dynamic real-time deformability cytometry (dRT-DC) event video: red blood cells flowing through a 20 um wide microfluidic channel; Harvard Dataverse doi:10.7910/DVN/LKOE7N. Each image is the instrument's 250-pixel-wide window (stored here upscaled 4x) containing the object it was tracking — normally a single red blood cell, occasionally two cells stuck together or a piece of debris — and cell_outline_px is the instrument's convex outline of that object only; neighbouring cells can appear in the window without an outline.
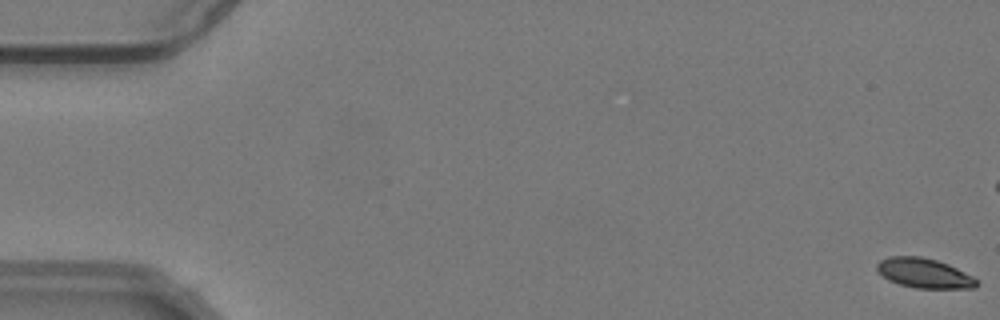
{"species": "common noctule bat (a hibernating species)", "species_latin": "Nyctalus noctula", "temperature_condition": "warm", "stored_images_in_passage": 18, "camera_frame_rate_fps": 3000, "um_per_image_px": 0.085, "animal": {"sex": "male", "body_mass_g": 19.2, "forearm_length_mm": 51.8}, "frame": {"image": 1, "passage_image": 1, "time_ms": 0.0, "image_size_px": [1000, 320], "cell_outline_px": [[980, 284], [976, 288], [916, 288], [900, 284], [888, 280], [876, 272], [876, 264], [880, 260], [888, 256], [920, 256], [936, 260], [948, 264], [972, 276]], "centroid_in_image_um": [78.52, 23.21], "position_along_channel_um": 6.5, "area_um2": 17.34}}